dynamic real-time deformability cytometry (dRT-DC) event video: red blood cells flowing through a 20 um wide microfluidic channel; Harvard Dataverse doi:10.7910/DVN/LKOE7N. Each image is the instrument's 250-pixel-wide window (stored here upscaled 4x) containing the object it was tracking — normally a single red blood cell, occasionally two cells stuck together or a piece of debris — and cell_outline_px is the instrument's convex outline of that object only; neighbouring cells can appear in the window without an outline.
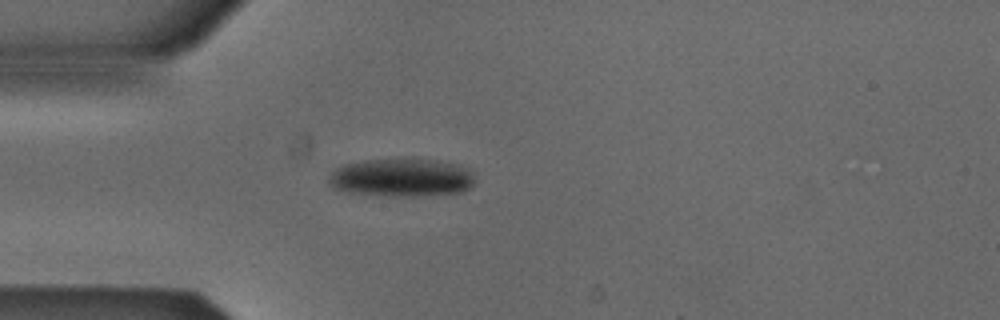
{"species": "Egyptian fruit bat (a non-hibernating species)", "species_latin": "Rousettus aegyptiacus", "temperature_condition": "cold", "stored_images_in_passage": 1, "camera_frame_rate_fps": 3000, "um_per_image_px": 0.085, "animal": {"sex": "male"}, "frame": {"image": 1, "passage_image": 1, "time_ms": 0.0, "image_size_px": [1000, 320], "cell_outline_px": [[472, 184], [464, 192], [420, 196], [388, 196], [348, 192], [332, 188], [328, 184], [328, 176], [336, 168], [344, 164], [364, 160], [436, 160], [460, 164], [468, 168], [472, 172]], "centroid_in_image_um": [34.11, 15.11], "position_along_channel_um": 50.9, "area_um2": 32.48}}